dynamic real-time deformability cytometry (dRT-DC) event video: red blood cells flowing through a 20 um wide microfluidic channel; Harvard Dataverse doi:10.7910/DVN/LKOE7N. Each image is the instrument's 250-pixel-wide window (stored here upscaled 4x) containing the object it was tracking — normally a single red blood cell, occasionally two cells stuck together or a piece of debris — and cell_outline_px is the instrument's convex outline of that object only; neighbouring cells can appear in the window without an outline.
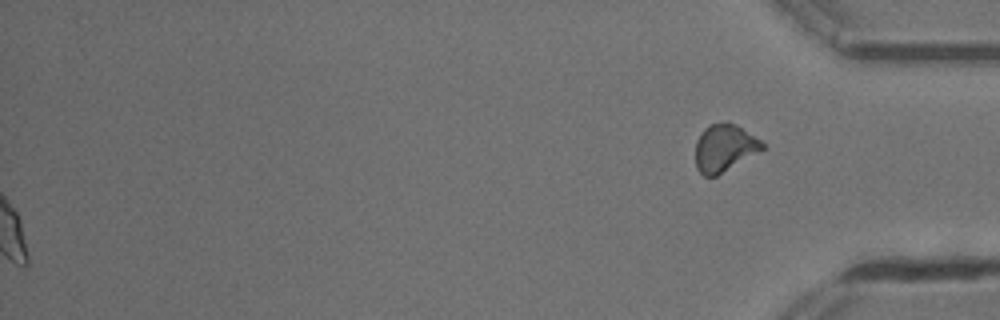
{"species": "common noctule bat (a hibernating species)", "species_latin": "Nyctalus noctula", "temperature_condition": "cold", "stored_images_in_passage": 56, "segment_of_instrument_passage": [2, 2], "camera_frame_rate_fps": 3000, "um_per_image_px": 0.085, "animal": {"sex": "male", "body_mass_g": 13.3}, "frame": {"image": 1, "passage_image": 56, "time_ms": 18.333, "image_size_px": [1000, 320], "cell_outline_px": [[764, 148], [716, 176], [704, 176], [696, 168], [696, 140], [704, 128], [708, 124], [736, 124], [760, 140], [764, 144]], "centroid_in_image_um": [61.54, 12.58], "position_along_channel_um": 373.7, "area_um2": 17.92}}